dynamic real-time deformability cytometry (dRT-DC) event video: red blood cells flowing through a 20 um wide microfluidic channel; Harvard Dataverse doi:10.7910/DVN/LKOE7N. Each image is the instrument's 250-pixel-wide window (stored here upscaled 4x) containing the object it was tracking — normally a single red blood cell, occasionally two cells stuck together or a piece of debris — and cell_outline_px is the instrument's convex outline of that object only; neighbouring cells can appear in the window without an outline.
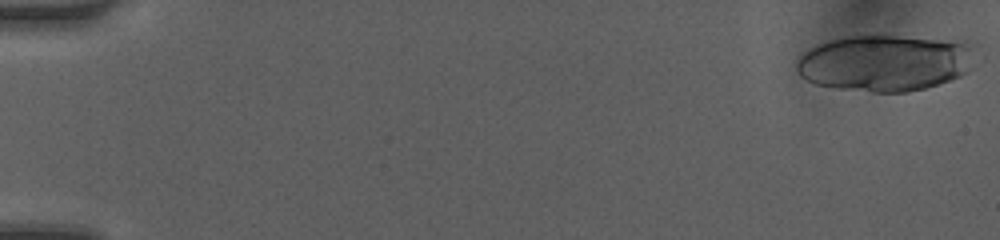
{"species": "human", "species_latin": "Homo sapiens", "temperature_condition": "room temperature", "stored_images_in_passage": 42, "camera_frame_rate_fps": 3000, "um_per_image_px": 0.085, "donor": {"sex": "female"}, "frame": {"image": 1, "passage_image": 1, "time_ms": 0.0, "image_size_px": [1000, 240], "cell_outline_px": [[980, 48], [968, 72], [960, 76], [924, 88], [908, 92], [872, 92], [836, 88], [816, 84], [800, 76], [796, 68], [796, 60], [808, 48], [832, 40], [848, 36], [880, 32], [964, 40], [980, 44]], "centroid_in_image_um": [75.35, 5.27], "position_along_channel_um": 9.7, "area_um2": 61.04}}
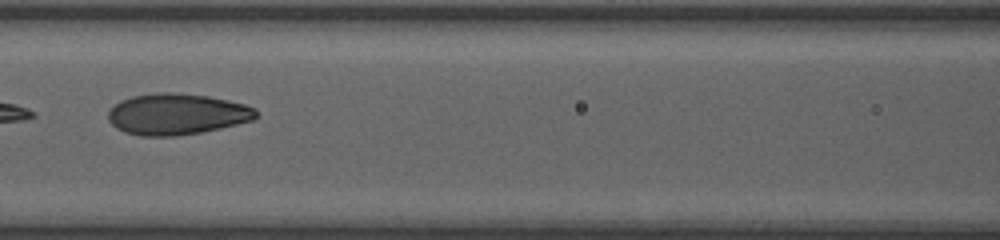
{"frame": {"image": 2, "passage_image": 23, "time_ms": 7.333, "image_size_px": [1000, 240], "cell_outline_px": [[260, 116], [252, 120], [220, 128], [200, 132], [176, 136], [140, 136], [124, 132], [116, 128], [108, 120], [108, 112], [120, 100], [132, 96], [156, 92], [172, 92], [208, 96], [228, 100], [244, 104], [256, 108]], "centroid_in_image_um": [15.03, 9.7], "position_along_channel_um": 151.6, "area_um2": 35.6}}
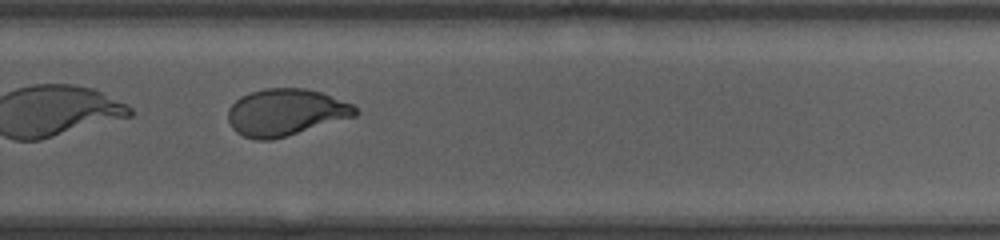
{"frame": {"image": 3, "passage_image": 32, "time_ms": 10.333, "image_size_px": [1000, 240], "cell_outline_px": [[360, 112], [356, 116], [272, 140], [256, 140], [244, 136], [236, 132], [232, 128], [228, 120], [228, 108], [240, 96], [264, 88], [304, 88], [320, 92], [352, 104]], "centroid_in_image_um": [24.26, 9.55], "position_along_channel_um": 305.5, "area_um2": 34.68}, "authors_computed_cell_mechanics": {"area_um2": 38.8127, "velocity_mm_per_s": 4.304, "shape_relaxation_time_tau1_ms": 5.0782, "shape_relaxation_time_tau2_ms": 0.8004, "deformation_change_tau1": 0.2047, "deformation_change_tau2": 0.0636}}